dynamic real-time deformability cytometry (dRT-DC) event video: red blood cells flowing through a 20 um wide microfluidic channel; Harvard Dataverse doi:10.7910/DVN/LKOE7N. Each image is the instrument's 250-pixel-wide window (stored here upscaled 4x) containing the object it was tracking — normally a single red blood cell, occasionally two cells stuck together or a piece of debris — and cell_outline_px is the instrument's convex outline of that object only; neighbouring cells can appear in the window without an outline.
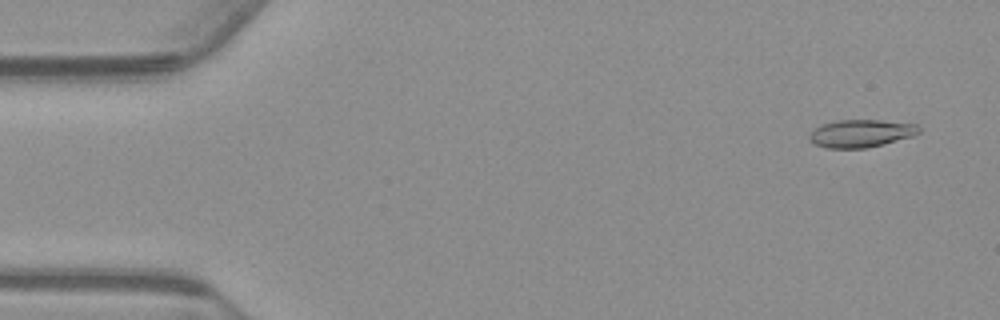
{"species": "common noctule bat (a hibernating species)", "species_latin": "Nyctalus noctula", "temperature_condition": "warm", "stored_images_in_passage": 55, "camera_frame_rate_fps": 3000, "um_per_image_px": 0.085, "animal": {"sex": "male", "body_mass_g": 23.1, "forearm_length_mm": 52.7}, "frame": {"image": 1, "passage_image": 3, "time_ms": 0.667, "image_size_px": [1000, 320], "cell_outline_px": [[920, 132], [912, 136], [884, 144], [864, 148], [824, 148], [808, 140], [808, 136], [820, 124], [836, 120], [880, 120], [916, 124], [920, 128]], "centroid_in_image_um": [73.16, 11.33], "position_along_channel_um": 11.8, "area_um2": 17.69}}
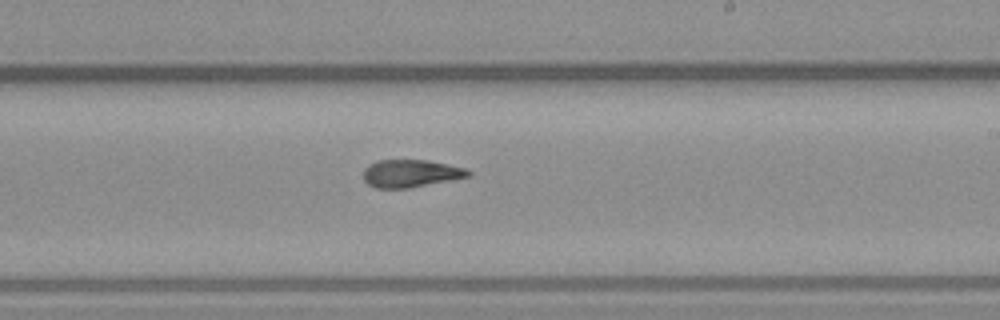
{"frame": {"image": 2, "passage_image": 32, "time_ms": 10.333, "image_size_px": [1000, 320], "cell_outline_px": [[472, 176], [452, 180], [408, 188], [376, 188], [368, 184], [364, 180], [364, 168], [368, 164], [376, 160], [428, 160], [468, 168], [472, 172]], "centroid_in_image_um": [34.95, 14.73], "position_along_channel_um": 254.1, "area_um2": 17.11}}
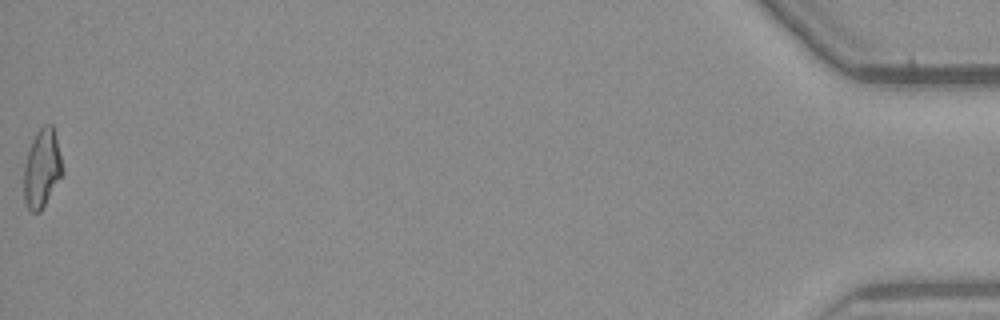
{"frame": {"image": 3, "passage_image": 55, "time_ms": 18.0, "image_size_px": [1000, 320], "cell_outline_px": [[64, 172], [40, 212], [32, 212], [28, 208], [24, 200], [24, 164], [32, 140], [36, 132], [44, 124], [52, 124], [64, 168]], "centroid_in_image_um": [3.57, 14.32], "position_along_channel_um": 431.6, "area_um2": 17.57}, "authors_computed_cell_mechanics": {"area_um2": 17.5134, "velocity_mm_per_s": 3.7378, "shape_relaxation_time_tau1_ms": null, "shape_relaxation_time_tau2_ms": 3.4225, "deformation_change_tau1": null, "deformation_change_tau2": 0.1159}}